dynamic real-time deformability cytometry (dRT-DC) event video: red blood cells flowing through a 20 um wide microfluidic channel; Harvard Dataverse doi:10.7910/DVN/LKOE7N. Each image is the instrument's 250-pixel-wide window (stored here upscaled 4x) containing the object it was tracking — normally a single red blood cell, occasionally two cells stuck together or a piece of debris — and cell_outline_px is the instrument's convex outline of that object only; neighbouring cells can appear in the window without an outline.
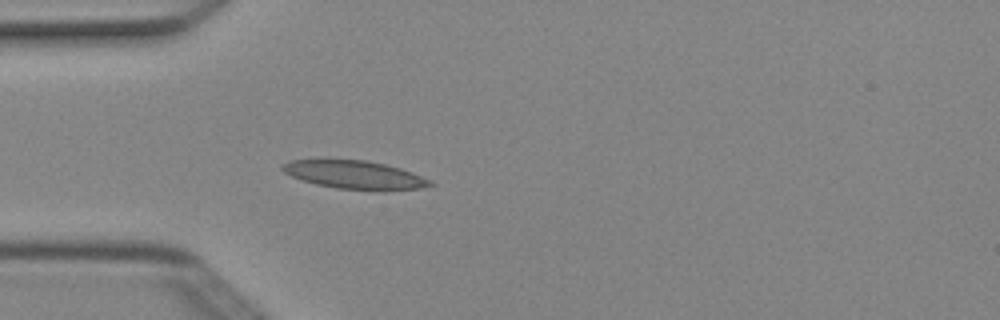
{"species": "Egyptian fruit bat (a non-hibernating species)", "species_latin": "Rousettus aegyptiacus", "temperature_condition": "cold", "stored_images_in_passage": 3, "camera_frame_rate_fps": 3000, "um_per_image_px": 0.085, "animal": {"sex": "female"}, "frame": {"image": 1, "passage_image": 3, "time_ms": 0.667, "image_size_px": [1000, 320], "cell_outline_px": [[436, 184], [420, 188], [336, 188], [316, 184], [300, 180], [284, 172], [280, 168], [288, 160], [368, 160], [400, 168], [412, 172], [432, 180]], "centroid_in_image_um": [30.1, 14.82], "position_along_channel_um": 54.9, "area_um2": 23.47}}